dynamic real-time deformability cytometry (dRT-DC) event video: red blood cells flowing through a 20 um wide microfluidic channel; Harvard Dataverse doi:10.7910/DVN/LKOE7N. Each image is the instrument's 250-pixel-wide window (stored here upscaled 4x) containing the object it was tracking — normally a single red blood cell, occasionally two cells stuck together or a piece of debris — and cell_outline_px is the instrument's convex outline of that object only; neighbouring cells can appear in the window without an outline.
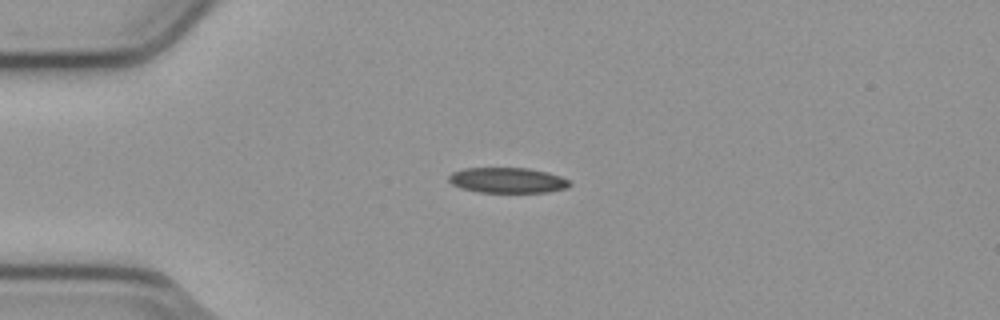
{"species": "common noctule bat (a hibernating species)", "species_latin": "Nyctalus noctula", "temperature_condition": "cold", "stored_images_in_passage": 42, "camera_frame_rate_fps": 3000, "um_per_image_px": 0.085, "animal": {"sex": "male", "body_mass_g": 23.1, "forearm_length_mm": 52.7}, "frame": {"image": 1, "passage_image": 1, "time_ms": 0.0, "image_size_px": [1000, 320], "cell_outline_px": [[572, 184], [568, 188], [548, 192], [476, 192], [460, 188], [452, 184], [448, 180], [448, 176], [452, 172], [464, 168], [528, 168], [548, 172], [560, 176], [568, 180]], "centroid_in_image_um": [43.13, 15.32], "position_along_channel_um": 41.9, "area_um2": 18.03}}
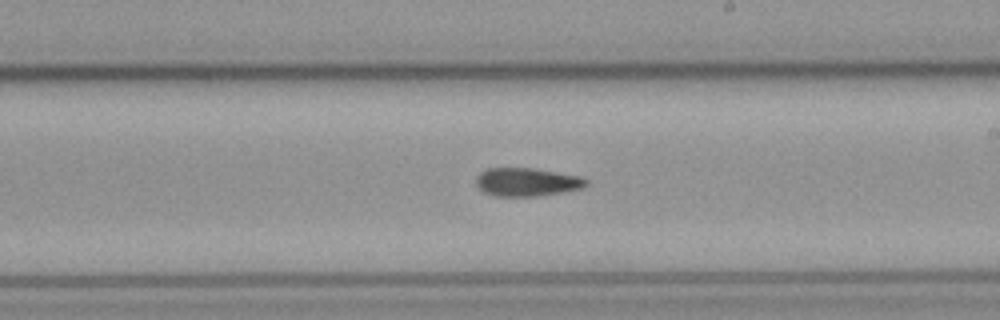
{"frame": {"image": 2, "passage_image": 19, "time_ms": 6.0, "image_size_px": [1000, 320], "cell_outline_px": [[588, 184], [580, 188], [560, 192], [536, 196], [496, 196], [484, 192], [476, 184], [476, 176], [480, 172], [488, 168], [532, 168], [580, 176], [588, 180]], "centroid_in_image_um": [44.75, 15.46], "position_along_channel_um": 244.2, "area_um2": 17.98}}
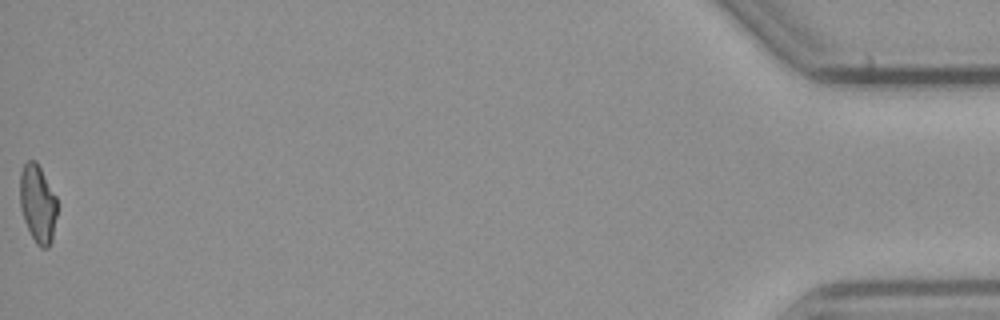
{"frame": {"image": 3, "passage_image": 42, "time_ms": 13.667, "image_size_px": [1000, 320], "cell_outline_px": [[56, 216], [52, 240], [48, 248], [40, 248], [36, 244], [24, 220], [20, 208], [20, 172], [24, 164], [28, 160], [36, 160], [56, 196]], "centroid_in_image_um": [3.2, 17.31], "position_along_channel_um": 432.0, "area_um2": 16.88}}